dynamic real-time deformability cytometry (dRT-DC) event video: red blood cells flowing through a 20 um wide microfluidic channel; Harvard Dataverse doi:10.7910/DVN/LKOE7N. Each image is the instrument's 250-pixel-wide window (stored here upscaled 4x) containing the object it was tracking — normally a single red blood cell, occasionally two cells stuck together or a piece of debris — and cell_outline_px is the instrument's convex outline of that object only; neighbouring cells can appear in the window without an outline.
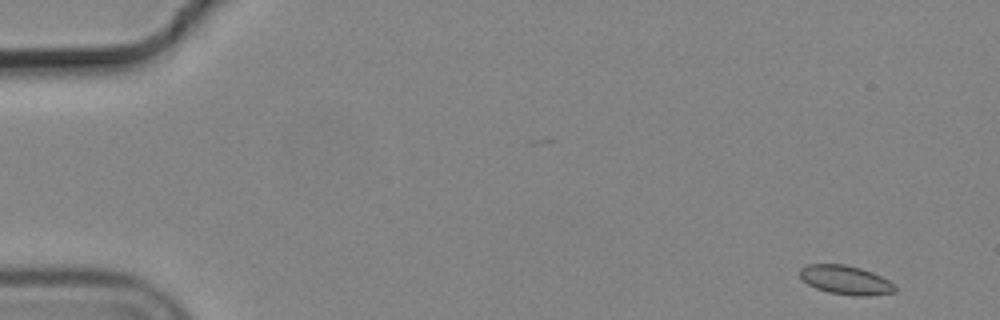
{"species": "common noctule bat (a hibernating species)", "species_latin": "Nyctalus noctula", "temperature_condition": "cold", "stored_images_in_passage": 55, "camera_frame_rate_fps": 3000, "um_per_image_px": 0.085, "animal": {"sex": "male", "body_mass_g": 19.2, "forearm_length_mm": 51.8}, "frame": {"image": 1, "passage_image": 2, "time_ms": 0.333, "image_size_px": [1000, 320], "cell_outline_px": [[896, 292], [868, 296], [856, 296], [828, 292], [816, 288], [808, 284], [800, 276], [800, 268], [808, 264], [844, 264], [860, 268], [872, 272], [896, 284]], "centroid_in_image_um": [71.91, 23.8], "position_along_channel_um": 13.1, "area_um2": 16.07}}
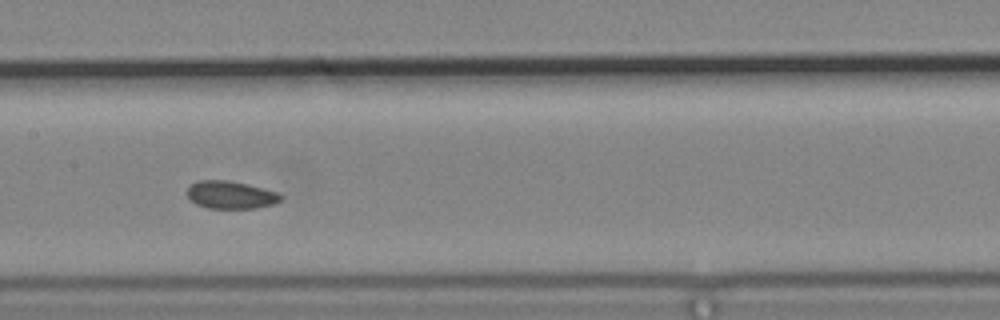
{"frame": {"image": 2, "passage_image": 27, "time_ms": 8.667, "image_size_px": [1000, 320], "cell_outline_px": [[284, 196], [280, 200], [272, 204], [256, 208], [208, 208], [196, 204], [188, 196], [188, 188], [192, 184], [200, 180], [228, 180], [248, 184], [264, 188], [276, 192]], "centroid_in_image_um": [19.63, 16.56], "position_along_channel_um": 187.8, "area_um2": 14.97}}
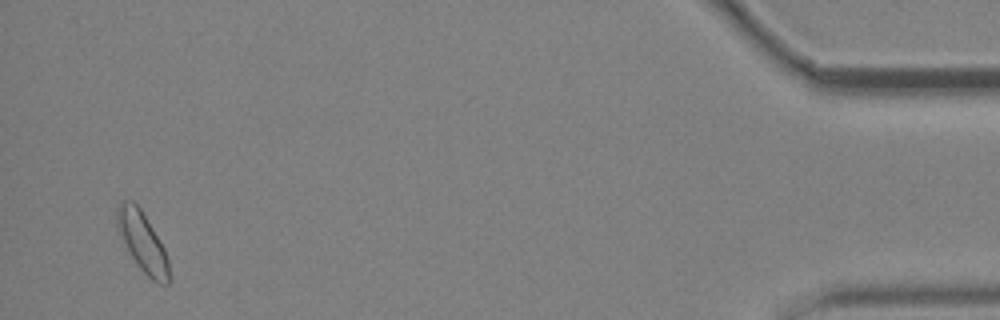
{"frame": {"image": 3, "passage_image": 53, "time_ms": 17.333, "image_size_px": [1000, 320], "cell_outline_px": [[168, 284], [160, 284], [152, 280], [140, 268], [124, 244], [116, 228], [116, 208], [120, 200], [132, 200], [140, 208], [164, 248], [168, 260]], "centroid_in_image_um": [12.06, 20.51], "position_along_channel_um": 423.1, "area_um2": 17.8}, "authors_computed_cell_mechanics": {"area_um2": 15.8372, "velocity_mm_per_s": 3.6595, "shape_relaxation_time_tau1_ms": null, "shape_relaxation_time_tau2_ms": 2.7113, "deformation_change_tau1": null, "deformation_change_tau2": 0.0699}}